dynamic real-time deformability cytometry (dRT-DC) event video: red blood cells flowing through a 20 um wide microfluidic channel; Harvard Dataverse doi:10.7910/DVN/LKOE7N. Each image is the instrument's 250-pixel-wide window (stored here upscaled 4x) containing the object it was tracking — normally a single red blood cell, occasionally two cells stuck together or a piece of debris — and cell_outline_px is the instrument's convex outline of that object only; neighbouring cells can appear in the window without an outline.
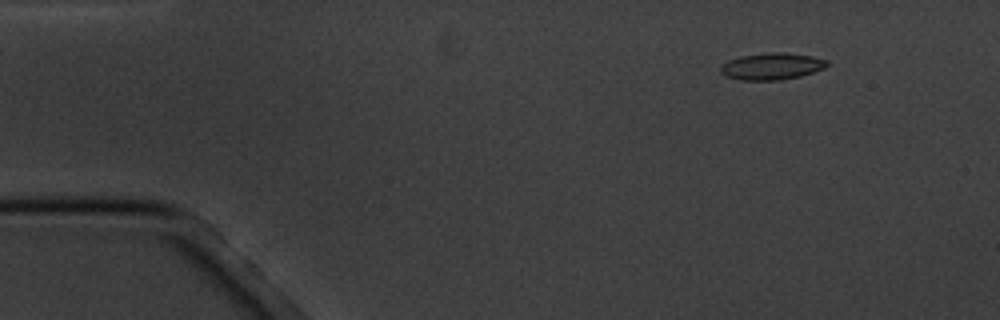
{"species": "common noctule bat (a hibernating species)", "species_latin": "Nyctalus noctula", "temperature_condition": "cold", "stored_images_in_passage": 3, "camera_frame_rate_fps": 3000, "um_per_image_px": 0.085, "animal": {"sex": "male", "body_mass_g": 20.1, "forearm_length_mm": 53.5}, "frame": {"image": 1, "passage_image": 3, "time_ms": 3.333, "image_size_px": [1000, 320], "cell_outline_px": [[828, 64], [824, 68], [800, 76], [780, 80], [740, 80], [724, 76], [720, 72], [720, 68], [728, 60], [740, 56], [764, 52], [780, 52], [812, 56], [828, 60]], "centroid_in_image_um": [65.57, 5.63], "position_along_channel_um": 19.4, "area_um2": 16.65}}